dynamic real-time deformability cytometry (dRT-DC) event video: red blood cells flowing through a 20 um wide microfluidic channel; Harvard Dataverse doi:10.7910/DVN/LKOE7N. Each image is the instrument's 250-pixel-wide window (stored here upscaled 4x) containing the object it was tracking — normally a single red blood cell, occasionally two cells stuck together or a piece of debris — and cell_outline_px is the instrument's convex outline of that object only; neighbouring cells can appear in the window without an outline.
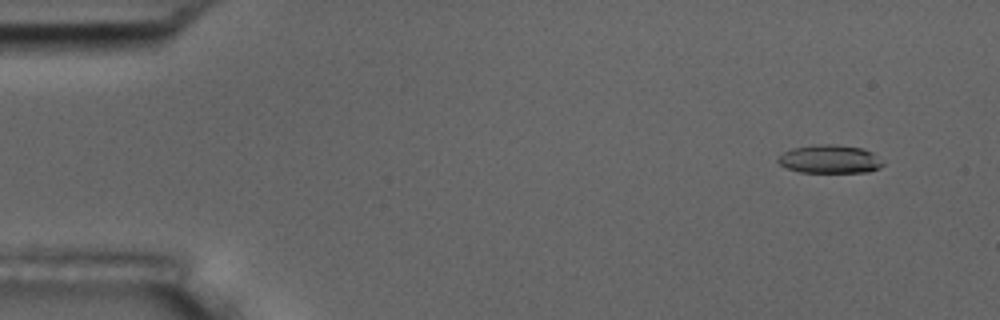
{"species": "common noctule bat (a hibernating species)", "species_latin": "Nyctalus noctula", "temperature_condition": "room temperature", "stored_images_in_passage": 56, "camera_frame_rate_fps": 3000, "um_per_image_px": 0.085, "animal": {"sex": "male", "body_mass_g": 17.5, "forearm_length_mm": 52.3}, "frame": {"image": 1, "passage_image": 5, "time_ms": 1.333, "image_size_px": [1000, 320], "cell_outline_px": [[884, 164], [880, 168], [868, 172], [800, 172], [788, 168], [780, 164], [776, 160], [784, 152], [792, 148], [820, 144], [832, 144], [860, 148], [872, 152]], "centroid_in_image_um": [70.53, 13.53], "position_along_channel_um": 14.5, "area_um2": 17.11}}
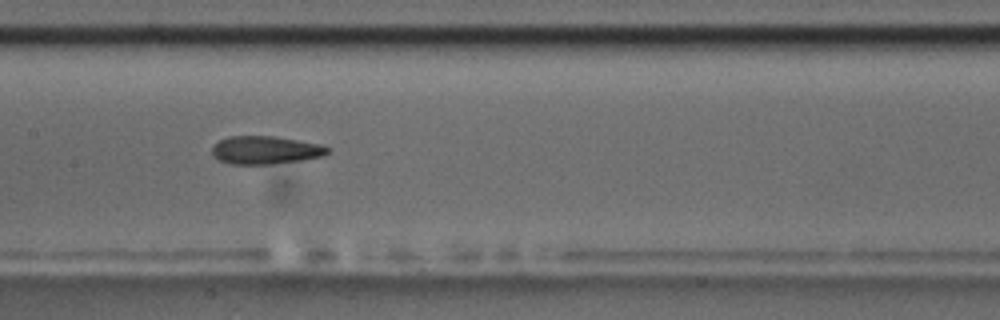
{"frame": {"image": 2, "passage_image": 28, "time_ms": 9.0, "image_size_px": [1000, 320], "cell_outline_px": [[332, 148], [324, 156], [300, 160], [272, 164], [232, 164], [220, 160], [212, 156], [212, 144], [228, 136], [276, 136], [320, 144]], "centroid_in_image_um": [22.56, 12.75], "position_along_channel_um": 184.8, "area_um2": 19.02}}
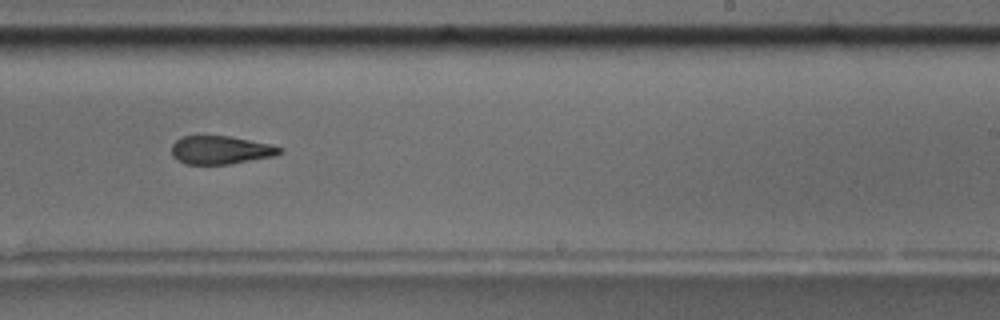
{"frame": {"image": 3, "passage_image": 35, "time_ms": 11.333, "image_size_px": [1000, 320], "cell_outline_px": [[284, 152], [272, 156], [228, 164], [184, 164], [176, 160], [172, 156], [172, 144], [180, 136], [228, 136], [272, 144], [284, 148]], "centroid_in_image_um": [18.74, 12.75], "position_along_channel_um": 270.3, "area_um2": 17.86}, "authors_computed_cell_mechanics": {"area_um2": 18.8428, "velocity_mm_per_s": 3.6733, "shape_relaxation_time_tau1_ms": null, "shape_relaxation_time_tau2_ms": 3.4466, "deformation_change_tau1": null, "deformation_change_tau2": 0.1264}}